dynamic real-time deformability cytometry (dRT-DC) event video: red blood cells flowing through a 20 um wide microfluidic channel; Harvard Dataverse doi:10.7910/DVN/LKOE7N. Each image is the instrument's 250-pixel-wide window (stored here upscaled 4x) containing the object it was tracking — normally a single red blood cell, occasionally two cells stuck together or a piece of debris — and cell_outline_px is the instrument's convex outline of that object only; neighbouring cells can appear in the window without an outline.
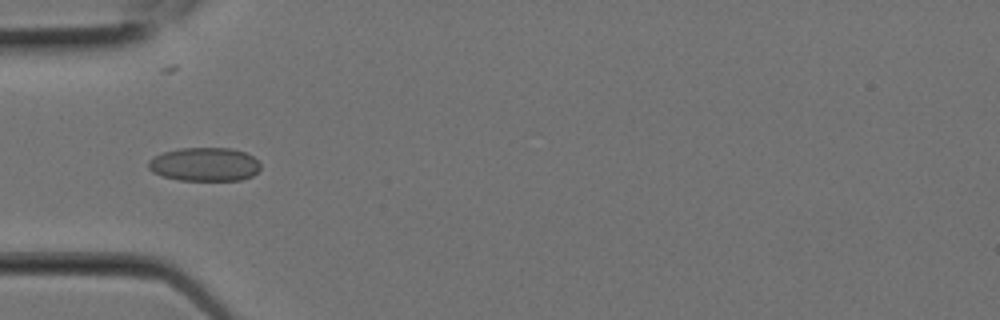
{"species": "Egyptian fruit bat (a non-hibernating species)", "species_latin": "Rousettus aegyptiacus", "temperature_condition": "room temperature", "stored_images_in_passage": 8, "camera_frame_rate_fps": 3000, "um_per_image_px": 0.085, "animal": {"sex": "female"}, "frame": {"image": 1, "passage_image": 7, "time_ms": 2.0, "image_size_px": [1000, 320], "cell_outline_px": [[260, 168], [252, 176], [240, 180], [180, 180], [164, 176], [152, 172], [148, 168], [148, 160], [164, 152], [180, 148], [232, 148], [244, 152], [252, 156], [260, 164]], "centroid_in_image_um": [17.38, 13.97], "position_along_channel_um": 67.6, "area_um2": 21.85}}
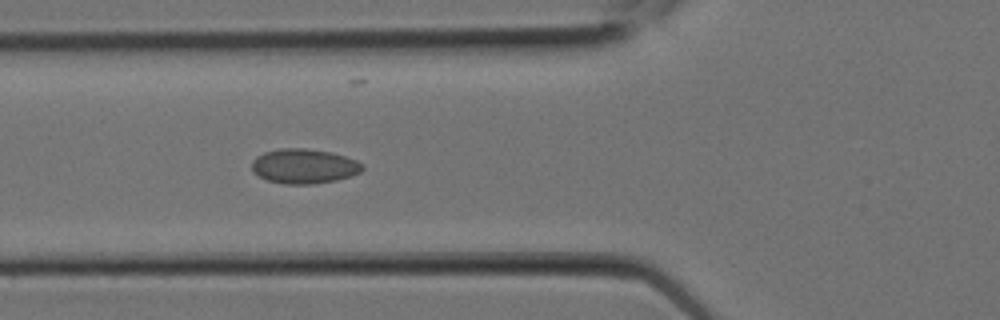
{"frame": {"image": 2, "passage_image": 8, "time_ms": 2.333, "image_size_px": [1000, 320], "cell_outline_px": [[364, 168], [360, 172], [352, 176], [336, 180], [312, 184], [284, 184], [268, 180], [252, 172], [252, 160], [256, 156], [264, 152], [280, 148], [304, 148], [332, 152], [356, 160], [364, 164]], "centroid_in_image_um": [25.85, 14.12], "position_along_channel_um": 100.0, "area_um2": 22.48}}